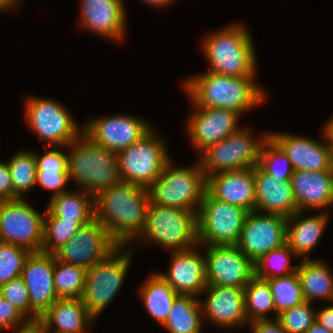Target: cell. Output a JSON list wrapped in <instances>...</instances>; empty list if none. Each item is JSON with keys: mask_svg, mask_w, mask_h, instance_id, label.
<instances>
[{"mask_svg": "<svg viewBox=\"0 0 333 333\" xmlns=\"http://www.w3.org/2000/svg\"><path fill=\"white\" fill-rule=\"evenodd\" d=\"M79 191L68 190L51 197L47 209L55 217L63 220L91 222L95 219L94 196L84 190Z\"/></svg>", "mask_w": 333, "mask_h": 333, "instance_id": "cell-31", "label": "cell"}, {"mask_svg": "<svg viewBox=\"0 0 333 333\" xmlns=\"http://www.w3.org/2000/svg\"><path fill=\"white\" fill-rule=\"evenodd\" d=\"M255 79L207 71L187 78L182 87L197 106L226 109L242 115L266 100V92L255 83Z\"/></svg>", "mask_w": 333, "mask_h": 333, "instance_id": "cell-2", "label": "cell"}, {"mask_svg": "<svg viewBox=\"0 0 333 333\" xmlns=\"http://www.w3.org/2000/svg\"><path fill=\"white\" fill-rule=\"evenodd\" d=\"M66 148L69 179L94 197L121 182L117 153L95 143L84 132Z\"/></svg>", "mask_w": 333, "mask_h": 333, "instance_id": "cell-4", "label": "cell"}, {"mask_svg": "<svg viewBox=\"0 0 333 333\" xmlns=\"http://www.w3.org/2000/svg\"><path fill=\"white\" fill-rule=\"evenodd\" d=\"M79 7L78 26L115 42L125 39L124 0H80Z\"/></svg>", "mask_w": 333, "mask_h": 333, "instance_id": "cell-20", "label": "cell"}, {"mask_svg": "<svg viewBox=\"0 0 333 333\" xmlns=\"http://www.w3.org/2000/svg\"><path fill=\"white\" fill-rule=\"evenodd\" d=\"M247 214L244 208L216 200L205 191L197 214L198 244L236 245Z\"/></svg>", "mask_w": 333, "mask_h": 333, "instance_id": "cell-11", "label": "cell"}, {"mask_svg": "<svg viewBox=\"0 0 333 333\" xmlns=\"http://www.w3.org/2000/svg\"><path fill=\"white\" fill-rule=\"evenodd\" d=\"M306 257L296 270L304 300L313 303L321 298L333 302V273L324 261Z\"/></svg>", "mask_w": 333, "mask_h": 333, "instance_id": "cell-28", "label": "cell"}, {"mask_svg": "<svg viewBox=\"0 0 333 333\" xmlns=\"http://www.w3.org/2000/svg\"><path fill=\"white\" fill-rule=\"evenodd\" d=\"M258 166L278 181H290L294 173L291 161L270 137L262 146Z\"/></svg>", "mask_w": 333, "mask_h": 333, "instance_id": "cell-39", "label": "cell"}, {"mask_svg": "<svg viewBox=\"0 0 333 333\" xmlns=\"http://www.w3.org/2000/svg\"><path fill=\"white\" fill-rule=\"evenodd\" d=\"M197 214L186 209L149 204L144 229L137 239L171 251L193 248L199 245Z\"/></svg>", "mask_w": 333, "mask_h": 333, "instance_id": "cell-5", "label": "cell"}, {"mask_svg": "<svg viewBox=\"0 0 333 333\" xmlns=\"http://www.w3.org/2000/svg\"><path fill=\"white\" fill-rule=\"evenodd\" d=\"M292 255L293 258L296 257L287 244L271 250L254 263L255 276L261 279H268L296 272L298 265L292 266L290 264Z\"/></svg>", "mask_w": 333, "mask_h": 333, "instance_id": "cell-38", "label": "cell"}, {"mask_svg": "<svg viewBox=\"0 0 333 333\" xmlns=\"http://www.w3.org/2000/svg\"><path fill=\"white\" fill-rule=\"evenodd\" d=\"M143 2L147 3L148 5L151 6H156L158 7H165L168 6V4L170 5L171 3L173 4L175 2V0H142Z\"/></svg>", "mask_w": 333, "mask_h": 333, "instance_id": "cell-50", "label": "cell"}, {"mask_svg": "<svg viewBox=\"0 0 333 333\" xmlns=\"http://www.w3.org/2000/svg\"><path fill=\"white\" fill-rule=\"evenodd\" d=\"M205 249L207 285L244 288L255 276L254 263L236 245Z\"/></svg>", "mask_w": 333, "mask_h": 333, "instance_id": "cell-16", "label": "cell"}, {"mask_svg": "<svg viewBox=\"0 0 333 333\" xmlns=\"http://www.w3.org/2000/svg\"><path fill=\"white\" fill-rule=\"evenodd\" d=\"M63 152L57 146L47 147L44 155L34 152L37 163L36 184L52 190L51 197L66 192L65 186L70 181L68 154Z\"/></svg>", "mask_w": 333, "mask_h": 333, "instance_id": "cell-29", "label": "cell"}, {"mask_svg": "<svg viewBox=\"0 0 333 333\" xmlns=\"http://www.w3.org/2000/svg\"><path fill=\"white\" fill-rule=\"evenodd\" d=\"M39 320L46 329L54 332L87 333L89 325L96 318L87 310L80 298H59L40 316Z\"/></svg>", "mask_w": 333, "mask_h": 333, "instance_id": "cell-26", "label": "cell"}, {"mask_svg": "<svg viewBox=\"0 0 333 333\" xmlns=\"http://www.w3.org/2000/svg\"><path fill=\"white\" fill-rule=\"evenodd\" d=\"M244 311L249 323L270 320L267 315L275 311V306L273 294L265 279L254 276L244 287Z\"/></svg>", "mask_w": 333, "mask_h": 333, "instance_id": "cell-33", "label": "cell"}, {"mask_svg": "<svg viewBox=\"0 0 333 333\" xmlns=\"http://www.w3.org/2000/svg\"><path fill=\"white\" fill-rule=\"evenodd\" d=\"M200 301L203 319L224 329L245 325L248 320L244 311V288L207 285Z\"/></svg>", "mask_w": 333, "mask_h": 333, "instance_id": "cell-19", "label": "cell"}, {"mask_svg": "<svg viewBox=\"0 0 333 333\" xmlns=\"http://www.w3.org/2000/svg\"><path fill=\"white\" fill-rule=\"evenodd\" d=\"M149 204L147 188L121 181L94 197L95 219L120 246L128 247L134 240L138 242Z\"/></svg>", "mask_w": 333, "mask_h": 333, "instance_id": "cell-1", "label": "cell"}, {"mask_svg": "<svg viewBox=\"0 0 333 333\" xmlns=\"http://www.w3.org/2000/svg\"><path fill=\"white\" fill-rule=\"evenodd\" d=\"M150 204L199 212L206 191V177L200 162L192 167L173 166L171 160L147 188Z\"/></svg>", "mask_w": 333, "mask_h": 333, "instance_id": "cell-6", "label": "cell"}, {"mask_svg": "<svg viewBox=\"0 0 333 333\" xmlns=\"http://www.w3.org/2000/svg\"><path fill=\"white\" fill-rule=\"evenodd\" d=\"M22 0H0V11L16 9Z\"/></svg>", "mask_w": 333, "mask_h": 333, "instance_id": "cell-48", "label": "cell"}, {"mask_svg": "<svg viewBox=\"0 0 333 333\" xmlns=\"http://www.w3.org/2000/svg\"><path fill=\"white\" fill-rule=\"evenodd\" d=\"M305 333H332L319 322L315 321L314 324Z\"/></svg>", "mask_w": 333, "mask_h": 333, "instance_id": "cell-49", "label": "cell"}, {"mask_svg": "<svg viewBox=\"0 0 333 333\" xmlns=\"http://www.w3.org/2000/svg\"><path fill=\"white\" fill-rule=\"evenodd\" d=\"M86 269L55 259L54 288L59 298H81Z\"/></svg>", "mask_w": 333, "mask_h": 333, "instance_id": "cell-37", "label": "cell"}, {"mask_svg": "<svg viewBox=\"0 0 333 333\" xmlns=\"http://www.w3.org/2000/svg\"><path fill=\"white\" fill-rule=\"evenodd\" d=\"M191 103L195 110L188 116L186 132L197 152L201 153L240 129L238 120L241 114L226 109L200 107L193 101Z\"/></svg>", "mask_w": 333, "mask_h": 333, "instance_id": "cell-17", "label": "cell"}, {"mask_svg": "<svg viewBox=\"0 0 333 333\" xmlns=\"http://www.w3.org/2000/svg\"><path fill=\"white\" fill-rule=\"evenodd\" d=\"M13 200V184L7 162L0 161V201Z\"/></svg>", "mask_w": 333, "mask_h": 333, "instance_id": "cell-44", "label": "cell"}, {"mask_svg": "<svg viewBox=\"0 0 333 333\" xmlns=\"http://www.w3.org/2000/svg\"><path fill=\"white\" fill-rule=\"evenodd\" d=\"M120 245L107 229L94 219L82 226L77 233L53 254L55 259L89 269L106 259Z\"/></svg>", "mask_w": 333, "mask_h": 333, "instance_id": "cell-13", "label": "cell"}, {"mask_svg": "<svg viewBox=\"0 0 333 333\" xmlns=\"http://www.w3.org/2000/svg\"><path fill=\"white\" fill-rule=\"evenodd\" d=\"M305 211H296L287 218L286 244L296 257L306 256L320 241L328 220V212L304 216Z\"/></svg>", "mask_w": 333, "mask_h": 333, "instance_id": "cell-27", "label": "cell"}, {"mask_svg": "<svg viewBox=\"0 0 333 333\" xmlns=\"http://www.w3.org/2000/svg\"><path fill=\"white\" fill-rule=\"evenodd\" d=\"M287 217L250 211L236 246L253 263L271 250L286 244Z\"/></svg>", "mask_w": 333, "mask_h": 333, "instance_id": "cell-14", "label": "cell"}, {"mask_svg": "<svg viewBox=\"0 0 333 333\" xmlns=\"http://www.w3.org/2000/svg\"><path fill=\"white\" fill-rule=\"evenodd\" d=\"M43 221L42 252L53 254L89 222H73L55 217L47 208Z\"/></svg>", "mask_w": 333, "mask_h": 333, "instance_id": "cell-35", "label": "cell"}, {"mask_svg": "<svg viewBox=\"0 0 333 333\" xmlns=\"http://www.w3.org/2000/svg\"><path fill=\"white\" fill-rule=\"evenodd\" d=\"M252 135L249 127H240L237 132L203 150L199 155V162L205 177L258 166L260 152L269 133L262 135L260 139H254Z\"/></svg>", "mask_w": 333, "mask_h": 333, "instance_id": "cell-8", "label": "cell"}, {"mask_svg": "<svg viewBox=\"0 0 333 333\" xmlns=\"http://www.w3.org/2000/svg\"><path fill=\"white\" fill-rule=\"evenodd\" d=\"M202 42L205 58L210 64L208 70L233 77H256L257 58L252 37L242 24L209 33Z\"/></svg>", "mask_w": 333, "mask_h": 333, "instance_id": "cell-3", "label": "cell"}, {"mask_svg": "<svg viewBox=\"0 0 333 333\" xmlns=\"http://www.w3.org/2000/svg\"><path fill=\"white\" fill-rule=\"evenodd\" d=\"M198 247L172 251L168 272L158 273L179 295H202L207 286L206 258Z\"/></svg>", "mask_w": 333, "mask_h": 333, "instance_id": "cell-21", "label": "cell"}, {"mask_svg": "<svg viewBox=\"0 0 333 333\" xmlns=\"http://www.w3.org/2000/svg\"><path fill=\"white\" fill-rule=\"evenodd\" d=\"M16 329H18L16 333H44V325L40 320H29Z\"/></svg>", "mask_w": 333, "mask_h": 333, "instance_id": "cell-47", "label": "cell"}, {"mask_svg": "<svg viewBox=\"0 0 333 333\" xmlns=\"http://www.w3.org/2000/svg\"><path fill=\"white\" fill-rule=\"evenodd\" d=\"M290 181L298 211L324 208L329 212V206H333V169L316 172L295 170Z\"/></svg>", "mask_w": 333, "mask_h": 333, "instance_id": "cell-24", "label": "cell"}, {"mask_svg": "<svg viewBox=\"0 0 333 333\" xmlns=\"http://www.w3.org/2000/svg\"><path fill=\"white\" fill-rule=\"evenodd\" d=\"M0 295L19 309L28 320L40 319V316L30 306L28 289L21 277L0 285Z\"/></svg>", "mask_w": 333, "mask_h": 333, "instance_id": "cell-42", "label": "cell"}, {"mask_svg": "<svg viewBox=\"0 0 333 333\" xmlns=\"http://www.w3.org/2000/svg\"><path fill=\"white\" fill-rule=\"evenodd\" d=\"M323 131L326 138H333V116L327 121V123L323 127Z\"/></svg>", "mask_w": 333, "mask_h": 333, "instance_id": "cell-51", "label": "cell"}, {"mask_svg": "<svg viewBox=\"0 0 333 333\" xmlns=\"http://www.w3.org/2000/svg\"><path fill=\"white\" fill-rule=\"evenodd\" d=\"M30 253L26 248L0 242V285L21 276Z\"/></svg>", "mask_w": 333, "mask_h": 333, "instance_id": "cell-41", "label": "cell"}, {"mask_svg": "<svg viewBox=\"0 0 333 333\" xmlns=\"http://www.w3.org/2000/svg\"><path fill=\"white\" fill-rule=\"evenodd\" d=\"M128 249L119 246L106 259L86 269L85 286L80 299L96 319L121 290L132 262L133 254Z\"/></svg>", "mask_w": 333, "mask_h": 333, "instance_id": "cell-7", "label": "cell"}, {"mask_svg": "<svg viewBox=\"0 0 333 333\" xmlns=\"http://www.w3.org/2000/svg\"><path fill=\"white\" fill-rule=\"evenodd\" d=\"M193 295H179L162 325L169 333H202V307ZM199 299V300H198Z\"/></svg>", "mask_w": 333, "mask_h": 333, "instance_id": "cell-32", "label": "cell"}, {"mask_svg": "<svg viewBox=\"0 0 333 333\" xmlns=\"http://www.w3.org/2000/svg\"><path fill=\"white\" fill-rule=\"evenodd\" d=\"M29 320L10 302L0 295V331L15 330Z\"/></svg>", "mask_w": 333, "mask_h": 333, "instance_id": "cell-43", "label": "cell"}, {"mask_svg": "<svg viewBox=\"0 0 333 333\" xmlns=\"http://www.w3.org/2000/svg\"><path fill=\"white\" fill-rule=\"evenodd\" d=\"M13 184V200L23 198L36 186L37 163L34 152L19 151L7 161ZM25 194V195H24Z\"/></svg>", "mask_w": 333, "mask_h": 333, "instance_id": "cell-34", "label": "cell"}, {"mask_svg": "<svg viewBox=\"0 0 333 333\" xmlns=\"http://www.w3.org/2000/svg\"><path fill=\"white\" fill-rule=\"evenodd\" d=\"M254 180L255 211L278 214L287 218L298 211L291 181H278L259 166L254 167Z\"/></svg>", "mask_w": 333, "mask_h": 333, "instance_id": "cell-25", "label": "cell"}, {"mask_svg": "<svg viewBox=\"0 0 333 333\" xmlns=\"http://www.w3.org/2000/svg\"><path fill=\"white\" fill-rule=\"evenodd\" d=\"M44 215L24 198L0 201V242L41 252Z\"/></svg>", "mask_w": 333, "mask_h": 333, "instance_id": "cell-12", "label": "cell"}, {"mask_svg": "<svg viewBox=\"0 0 333 333\" xmlns=\"http://www.w3.org/2000/svg\"><path fill=\"white\" fill-rule=\"evenodd\" d=\"M249 324L251 325L252 333H287L276 319L257 320Z\"/></svg>", "mask_w": 333, "mask_h": 333, "instance_id": "cell-45", "label": "cell"}, {"mask_svg": "<svg viewBox=\"0 0 333 333\" xmlns=\"http://www.w3.org/2000/svg\"><path fill=\"white\" fill-rule=\"evenodd\" d=\"M206 191L216 200L255 210L256 190L254 168L224 171L206 178Z\"/></svg>", "mask_w": 333, "mask_h": 333, "instance_id": "cell-23", "label": "cell"}, {"mask_svg": "<svg viewBox=\"0 0 333 333\" xmlns=\"http://www.w3.org/2000/svg\"><path fill=\"white\" fill-rule=\"evenodd\" d=\"M307 301L286 309L277 315L276 320L287 333H305L316 321V311Z\"/></svg>", "mask_w": 333, "mask_h": 333, "instance_id": "cell-40", "label": "cell"}, {"mask_svg": "<svg viewBox=\"0 0 333 333\" xmlns=\"http://www.w3.org/2000/svg\"><path fill=\"white\" fill-rule=\"evenodd\" d=\"M54 267V254L31 252L21 272L30 306L39 316L59 299L54 288Z\"/></svg>", "mask_w": 333, "mask_h": 333, "instance_id": "cell-18", "label": "cell"}, {"mask_svg": "<svg viewBox=\"0 0 333 333\" xmlns=\"http://www.w3.org/2000/svg\"><path fill=\"white\" fill-rule=\"evenodd\" d=\"M25 121L46 147L59 146L61 150L77 140L83 133L73 115L61 104L51 99L31 96L25 100Z\"/></svg>", "mask_w": 333, "mask_h": 333, "instance_id": "cell-9", "label": "cell"}, {"mask_svg": "<svg viewBox=\"0 0 333 333\" xmlns=\"http://www.w3.org/2000/svg\"><path fill=\"white\" fill-rule=\"evenodd\" d=\"M327 143L329 145V149H330V161H331V166L333 169V138H326Z\"/></svg>", "mask_w": 333, "mask_h": 333, "instance_id": "cell-52", "label": "cell"}, {"mask_svg": "<svg viewBox=\"0 0 333 333\" xmlns=\"http://www.w3.org/2000/svg\"><path fill=\"white\" fill-rule=\"evenodd\" d=\"M269 137L283 150L291 161L295 170L301 171H324L331 170L330 149L326 142L324 131L322 137L324 142L312 138L297 136L285 132H268ZM325 138V139H324Z\"/></svg>", "mask_w": 333, "mask_h": 333, "instance_id": "cell-22", "label": "cell"}, {"mask_svg": "<svg viewBox=\"0 0 333 333\" xmlns=\"http://www.w3.org/2000/svg\"><path fill=\"white\" fill-rule=\"evenodd\" d=\"M58 333V332H54V331H52V330H48V329H46L45 327H44V333Z\"/></svg>", "mask_w": 333, "mask_h": 333, "instance_id": "cell-53", "label": "cell"}, {"mask_svg": "<svg viewBox=\"0 0 333 333\" xmlns=\"http://www.w3.org/2000/svg\"><path fill=\"white\" fill-rule=\"evenodd\" d=\"M122 182L148 188L170 161L164 140L152 128L138 142L117 153Z\"/></svg>", "mask_w": 333, "mask_h": 333, "instance_id": "cell-10", "label": "cell"}, {"mask_svg": "<svg viewBox=\"0 0 333 333\" xmlns=\"http://www.w3.org/2000/svg\"><path fill=\"white\" fill-rule=\"evenodd\" d=\"M273 294L275 318L289 308L304 302L301 284L297 272L286 276L265 279Z\"/></svg>", "mask_w": 333, "mask_h": 333, "instance_id": "cell-36", "label": "cell"}, {"mask_svg": "<svg viewBox=\"0 0 333 333\" xmlns=\"http://www.w3.org/2000/svg\"><path fill=\"white\" fill-rule=\"evenodd\" d=\"M139 291L144 306L158 324L163 325L179 294L158 274L151 275L142 283Z\"/></svg>", "mask_w": 333, "mask_h": 333, "instance_id": "cell-30", "label": "cell"}, {"mask_svg": "<svg viewBox=\"0 0 333 333\" xmlns=\"http://www.w3.org/2000/svg\"><path fill=\"white\" fill-rule=\"evenodd\" d=\"M316 321L333 333V305L316 311Z\"/></svg>", "mask_w": 333, "mask_h": 333, "instance_id": "cell-46", "label": "cell"}, {"mask_svg": "<svg viewBox=\"0 0 333 333\" xmlns=\"http://www.w3.org/2000/svg\"><path fill=\"white\" fill-rule=\"evenodd\" d=\"M135 115H111L90 118L83 132L95 143L118 153L138 142L153 127Z\"/></svg>", "mask_w": 333, "mask_h": 333, "instance_id": "cell-15", "label": "cell"}]
</instances>
